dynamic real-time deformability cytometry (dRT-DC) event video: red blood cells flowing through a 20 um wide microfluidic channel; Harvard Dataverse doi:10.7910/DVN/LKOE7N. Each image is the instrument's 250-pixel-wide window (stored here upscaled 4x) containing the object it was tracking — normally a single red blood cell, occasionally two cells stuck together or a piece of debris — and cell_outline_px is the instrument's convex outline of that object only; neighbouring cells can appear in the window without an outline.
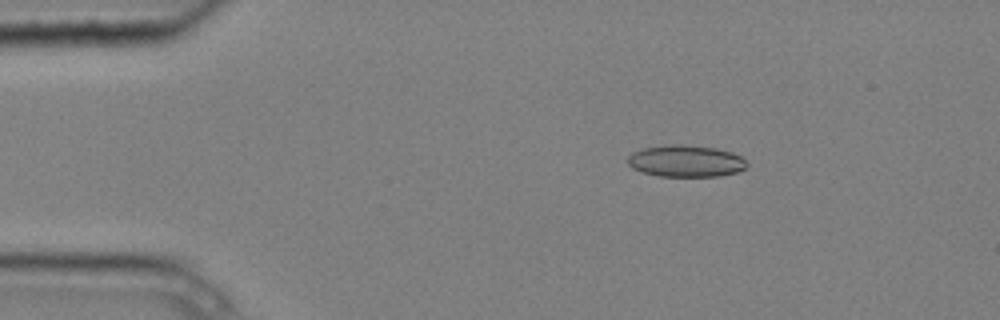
{"species": "common noctule bat (a hibernating species)", "species_latin": "Nyctalus noctula", "temperature_condition": "cold", "stored_images_in_passage": 5, "camera_frame_rate_fps": 3000, "um_per_image_px": 0.085, "animal": {"sex": "male", "body_mass_g": 20.4}, "frame": {"image": 1, "passage_image": 3, "time_ms": 0.667, "image_size_px": [1000, 320], "cell_outline_px": [[748, 168], [736, 172], [720, 176], [660, 176], [644, 172], [632, 168], [628, 164], [628, 156], [632, 152], [644, 148], [672, 144], [680, 144], [716, 148], [732, 152], [740, 156], [748, 164]], "centroid_in_image_um": [58.31, 13.69], "position_along_channel_um": 26.7, "area_um2": 22.02}}
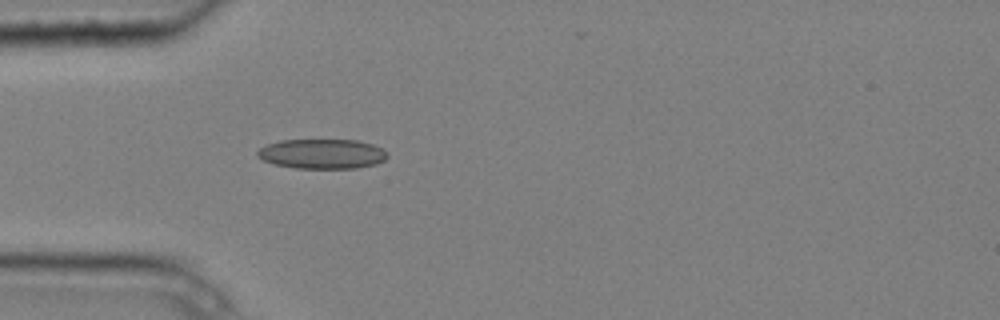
{"frame": {"image": 2, "passage_image": 5, "time_ms": 1.333, "image_size_px": [1000, 320], "cell_outline_px": [[388, 156], [384, 160], [376, 164], [356, 168], [296, 168], [276, 164], [264, 160], [256, 156], [256, 152], [260, 148], [268, 144], [280, 140], [356, 140], [372, 144], [380, 148]], "centroid_in_image_um": [27.36, 13.08], "position_along_channel_um": 57.6, "area_um2": 22.31}}